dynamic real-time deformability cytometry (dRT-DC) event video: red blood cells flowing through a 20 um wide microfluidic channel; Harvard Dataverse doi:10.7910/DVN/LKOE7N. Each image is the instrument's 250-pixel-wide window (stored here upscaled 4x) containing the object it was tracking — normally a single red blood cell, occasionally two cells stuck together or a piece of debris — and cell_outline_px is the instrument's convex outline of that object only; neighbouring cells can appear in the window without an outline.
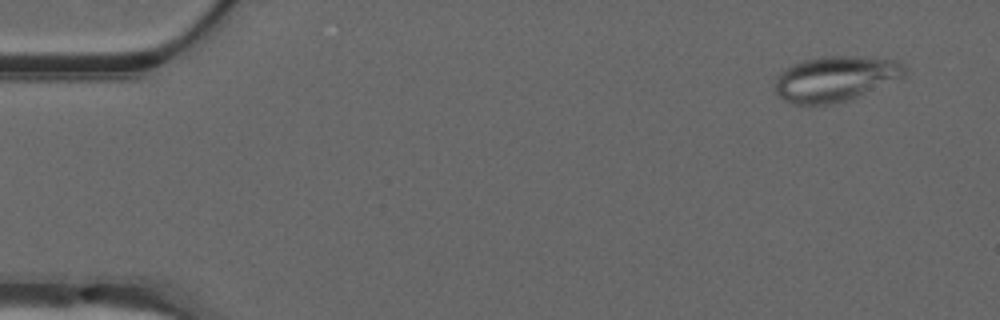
{"species": "common noctule bat (a hibernating species)", "species_latin": "Nyctalus noctula", "temperature_condition": "warm", "stored_images_in_passage": 52, "camera_frame_rate_fps": 3000, "um_per_image_px": 0.085, "animal": {"sex": "male", "forearm_length_mm": 52.5}, "frame": {"image": 1, "passage_image": 4, "time_ms": 1.0, "image_size_px": [1000, 320], "cell_outline_px": [[908, 68], [904, 76], [848, 100], [828, 104], [792, 104], [784, 100], [776, 92], [776, 76], [784, 68], [792, 64], [804, 60], [820, 56], [848, 56], [896, 60], [904, 64]], "centroid_in_image_um": [70.98, 6.68], "position_along_channel_um": 14.0, "area_um2": 33.93}}
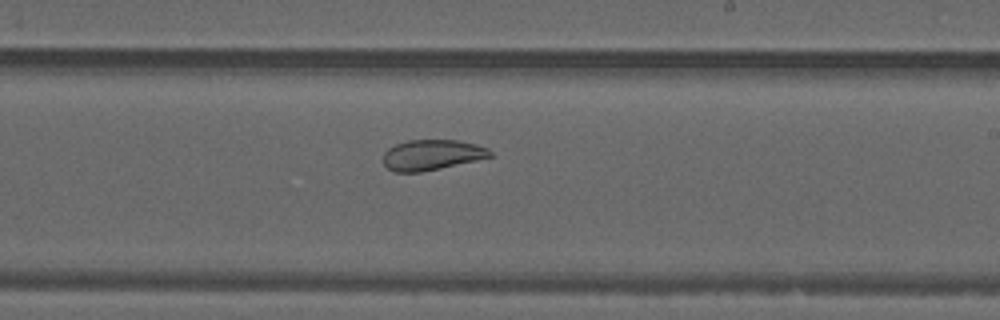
{"frame": {"image": 2, "passage_image": 31, "time_ms": 10.0, "image_size_px": [1000, 320], "cell_outline_px": [[492, 156], [476, 160], [440, 168], [420, 172], [396, 172], [388, 168], [384, 164], [384, 152], [388, 148], [396, 144], [408, 140], [456, 140], [476, 144], [488, 148], [492, 152]], "centroid_in_image_um": [36.7, 13.16], "position_along_channel_um": 252.3, "area_um2": 18.79}}
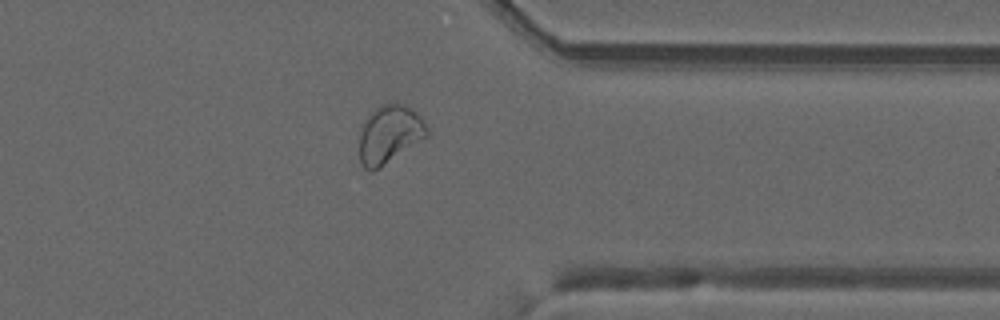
{"frame": {"image": 3, "passage_image": 41, "time_ms": 13.333, "image_size_px": [1000, 320], "cell_outline_px": [[428, 136], [372, 172], [368, 172], [360, 164], [360, 132], [368, 116], [380, 104], [408, 104], [424, 120], [428, 128]], "centroid_in_image_um": [33.12, 11.41], "position_along_channel_um": 378.3, "area_um2": 22.72}, "authors_computed_cell_mechanics": {"area_um2": 25.5476, "velocity_mm_per_s": 3.9783, "shape_relaxation_time_tau1_ms": null, "shape_relaxation_time_tau2_ms": 2.6063, "deformation_change_tau1": null, "deformation_change_tau2": 0.081}}